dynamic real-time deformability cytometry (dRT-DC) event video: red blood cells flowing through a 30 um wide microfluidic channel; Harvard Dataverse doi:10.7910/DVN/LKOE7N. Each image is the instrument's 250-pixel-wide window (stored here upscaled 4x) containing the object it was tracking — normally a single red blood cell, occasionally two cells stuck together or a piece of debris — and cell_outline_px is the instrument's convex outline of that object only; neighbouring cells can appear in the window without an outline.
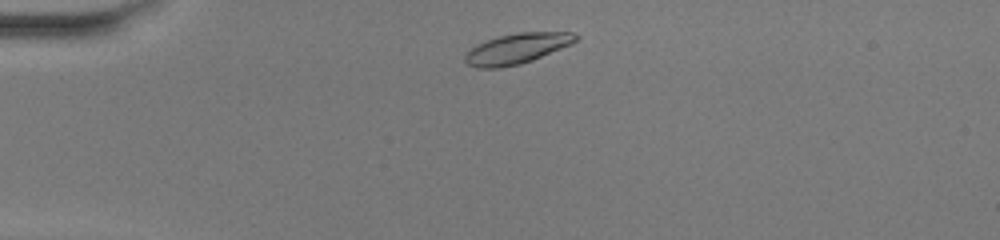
{"species": "common noctule bat (a hibernating species)", "species_latin": "Nyctalus noctula", "temperature_condition": "warm", "stored_images_in_passage": 41, "camera_frame_rate_fps": 3000, "um_per_image_px": 0.085, "animal": {"sex": "female", "body_mass_g": 20.0, "forearm_length_mm": 54.0}, "frame": {"image": 1, "passage_image": 3, "time_ms": 0.667, "image_size_px": [1000, 240], "cell_outline_px": [[580, 36], [572, 44], [532, 60], [520, 64], [500, 68], [476, 68], [468, 64], [464, 60], [464, 52], [476, 44], [500, 36], [520, 32], [572, 32]], "centroid_in_image_um": [43.91, 4.13], "position_along_channel_um": 41.1, "area_um2": 19.65}}
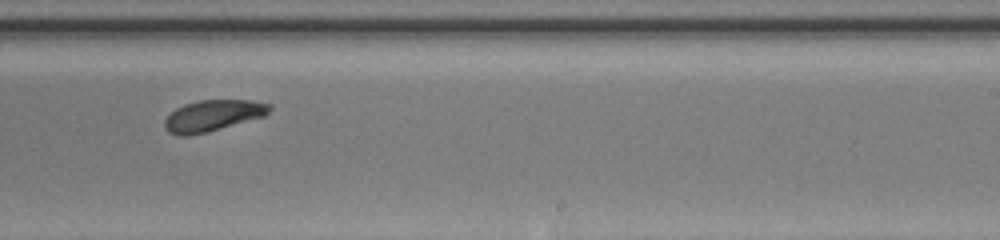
{"frame": {"image": 2, "passage_image": 23, "time_ms": 7.333, "image_size_px": [1000, 240], "cell_outline_px": [[272, 108], [264, 116], [208, 132], [188, 136], [180, 136], [168, 132], [164, 128], [164, 120], [176, 108], [184, 104], [200, 100], [252, 100], [272, 104]], "centroid_in_image_um": [18.09, 9.83], "position_along_channel_um": 270.9, "area_um2": 19.13}}
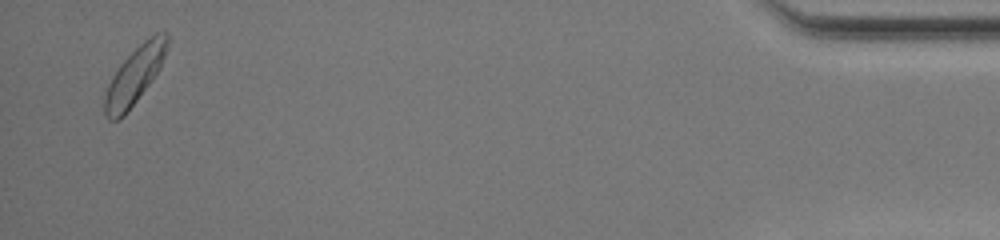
{"frame": {"image": 3, "passage_image": 40, "time_ms": 13.0, "image_size_px": [1000, 240], "cell_outline_px": [[172, 36], [168, 48], [160, 68], [152, 80], [124, 116], [120, 120], [108, 120], [104, 116], [104, 96], [108, 84], [112, 76], [120, 64], [144, 40], [156, 32], [164, 28]], "centroid_in_image_um": [11.49, 6.37], "position_along_channel_um": 423.7, "area_um2": 21.21}, "authors_computed_cell_mechanics": {"area_um2": 19.4786, "velocity_mm_per_s": 4.0533, "shape_relaxation_time_tau1_ms": 1.6317, "shape_relaxation_time_tau2_ms": null, "deformation_change_tau1": 0.0823, "deformation_change_tau2": null}}